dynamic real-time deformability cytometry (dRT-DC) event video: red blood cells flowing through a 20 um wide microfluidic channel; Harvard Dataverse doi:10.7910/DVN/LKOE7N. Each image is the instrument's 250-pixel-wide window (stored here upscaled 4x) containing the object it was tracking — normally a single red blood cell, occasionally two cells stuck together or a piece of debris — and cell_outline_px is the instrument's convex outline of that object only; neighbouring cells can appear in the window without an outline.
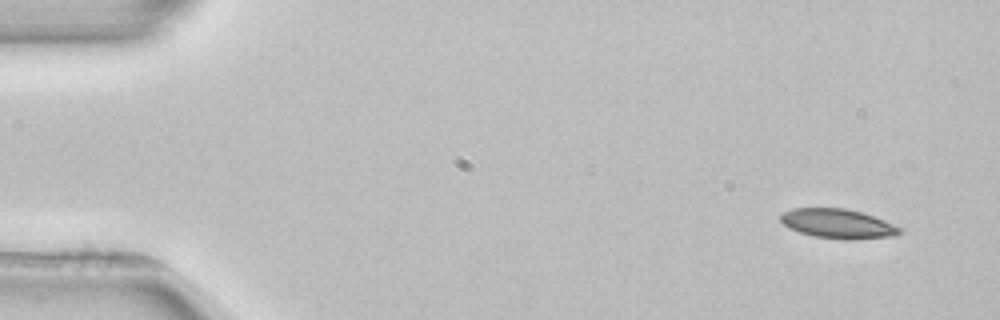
{"species": "common noctule bat (a hibernating species)", "species_latin": "Nyctalus noctula", "temperature_condition": "room temperature", "stored_images_in_passage": 4, "camera_frame_rate_fps": 3000, "um_per_image_px": 0.085, "animal": {"sex": "female", "body_mass_g": 22.7, "forearm_length_mm": 54.2}, "frame": {"image": 1, "passage_image": 1, "time_ms": 0.0, "image_size_px": [1000, 320], "cell_outline_px": [[900, 232], [896, 236], [812, 236], [788, 228], [780, 220], [780, 216], [784, 212], [792, 208], [844, 208], [860, 212], [884, 220], [900, 228]], "centroid_in_image_um": [71.11, 18.94], "position_along_channel_um": 13.9, "area_um2": 19.07}}